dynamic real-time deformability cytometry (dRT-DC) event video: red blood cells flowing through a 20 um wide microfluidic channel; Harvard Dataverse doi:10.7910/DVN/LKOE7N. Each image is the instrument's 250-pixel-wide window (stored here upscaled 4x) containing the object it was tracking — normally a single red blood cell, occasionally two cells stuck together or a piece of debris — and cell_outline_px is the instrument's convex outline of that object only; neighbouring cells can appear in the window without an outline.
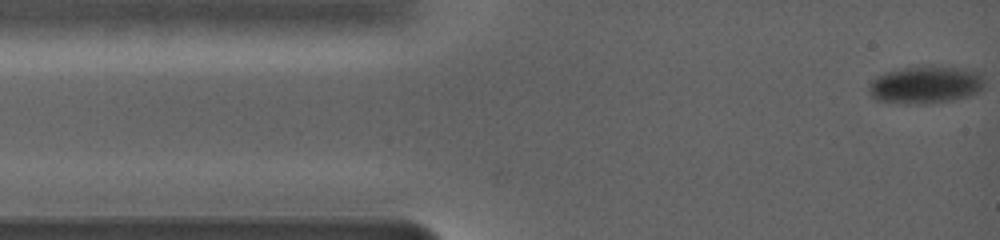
{"species": "common noctule bat (a hibernating species)", "species_latin": "Nyctalus noctula", "temperature_condition": "warm", "stored_images_in_passage": 37, "camera_frame_rate_fps": 5000, "um_per_image_px": 0.085, "animal": {"sex": "female", "body_mass_g": 19.0, "forearm_length_mm": 56.7}, "frame": {"image": 1, "passage_image": 1, "time_ms": 0.0, "image_size_px": [1000, 240], "cell_outline_px": [[984, 88], [968, 96], [948, 100], [924, 104], [920, 104], [876, 100], [868, 92], [868, 84], [876, 76], [900, 68], [964, 68], [980, 72], [984, 80]], "centroid_in_image_um": [78.66, 7.22], "position_along_channel_um": 6.3, "area_um2": 24.62}}
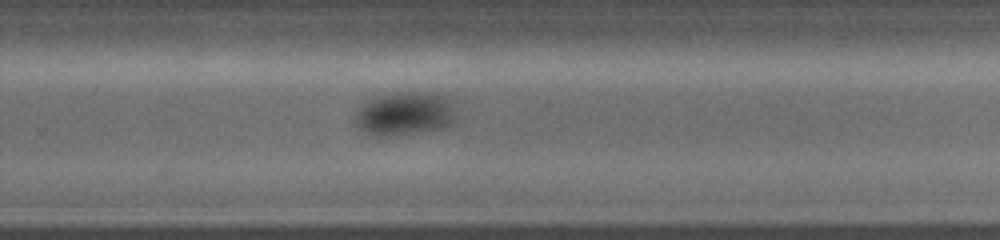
{"frame": {"image": 2, "passage_image": 18, "time_ms": 9.8, "image_size_px": [1000, 240], "cell_outline_px": [[448, 124], [436, 128], [392, 136], [368, 136], [360, 128], [360, 116], [364, 108], [368, 104], [384, 96], [400, 92], [428, 92], [440, 96], [448, 100]], "centroid_in_image_um": [34.36, 9.69], "position_along_channel_um": 295.4, "area_um2": 22.95}}
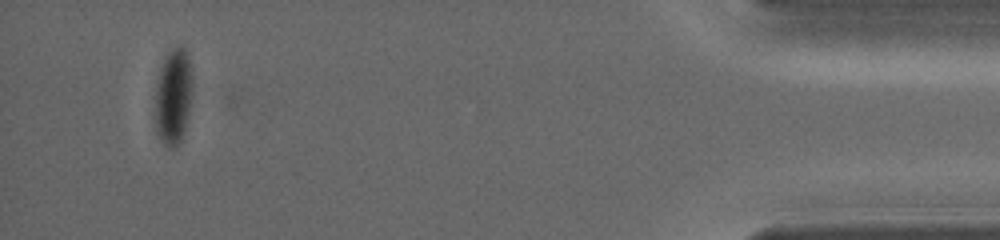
{"frame": {"image": 3, "passage_image": 33, "time_ms": 15.8, "image_size_px": [1000, 240], "cell_outline_px": [[192, 88], [188, 116], [184, 132], [176, 148], [168, 148], [160, 140], [152, 116], [156, 88], [160, 68], [168, 52], [172, 48], [184, 48], [188, 52], [192, 76]], "centroid_in_image_um": [14.7, 8.26], "position_along_channel_um": 420.5, "area_um2": 21.33}, "authors_computed_cell_mechanics": {"area_um2": 22.9466, "velocity_mm_per_s": 3.6907, "shape_relaxation_time_tau1_ms": 9.3969, "shape_relaxation_time_tau2_ms": null, "deformation_change_tau1": 0.2034, "deformation_change_tau2": null}}